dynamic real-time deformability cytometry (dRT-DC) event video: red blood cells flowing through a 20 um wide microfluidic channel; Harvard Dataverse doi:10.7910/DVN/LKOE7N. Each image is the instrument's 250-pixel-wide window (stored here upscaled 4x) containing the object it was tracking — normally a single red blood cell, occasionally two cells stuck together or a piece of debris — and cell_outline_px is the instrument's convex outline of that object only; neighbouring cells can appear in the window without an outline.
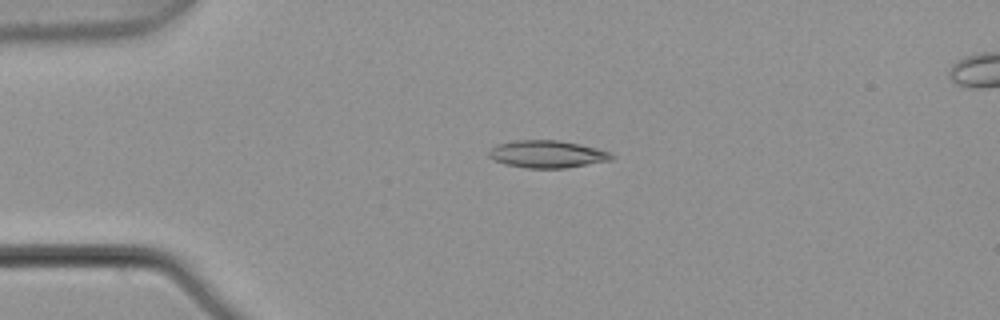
{"species": "common noctule bat (a hibernating species)", "species_latin": "Nyctalus noctula", "temperature_condition": "warm", "stored_images_in_passage": 5, "camera_frame_rate_fps": 3000, "um_per_image_px": 0.085, "animal": {"sex": "male", "body_mass_g": 21.5, "forearm_length_mm": 52.0}, "frame": {"image": 1, "passage_image": 3, "time_ms": 0.667, "image_size_px": [1000, 320], "cell_outline_px": [[616, 156], [612, 160], [564, 168], [528, 168], [504, 164], [488, 156], [488, 152], [496, 144], [516, 140], [560, 140], [580, 144], [612, 152]], "centroid_in_image_um": [46.54, 13.09], "position_along_channel_um": 38.5, "area_um2": 19.65}}